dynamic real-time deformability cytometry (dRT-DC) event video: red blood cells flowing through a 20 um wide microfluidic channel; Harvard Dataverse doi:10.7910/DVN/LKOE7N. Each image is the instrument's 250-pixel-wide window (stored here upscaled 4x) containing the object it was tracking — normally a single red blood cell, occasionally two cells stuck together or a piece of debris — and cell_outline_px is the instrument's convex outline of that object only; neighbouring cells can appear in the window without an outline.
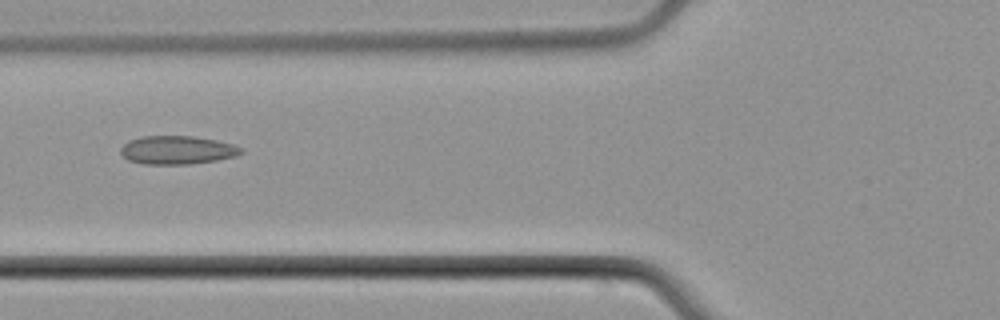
{"species": "common noctule bat (a hibernating species)", "species_latin": "Nyctalus noctula", "temperature_condition": "cold", "stored_images_in_passage": 6, "camera_frame_rate_fps": 3000, "um_per_image_px": 0.085, "animal": {"sex": "male", "body_mass_g": 21.5, "forearm_length_mm": 52.0}, "frame": {"image": 1, "passage_image": 6, "time_ms": 6.0, "image_size_px": [1000, 320], "cell_outline_px": [[244, 152], [236, 156], [216, 160], [192, 164], [144, 164], [128, 160], [120, 152], [120, 148], [128, 140], [140, 136], [192, 136], [216, 140], [232, 144], [244, 148]], "centroid_in_image_um": [15.07, 12.75], "position_along_channel_um": 110.7, "area_um2": 20.06}}